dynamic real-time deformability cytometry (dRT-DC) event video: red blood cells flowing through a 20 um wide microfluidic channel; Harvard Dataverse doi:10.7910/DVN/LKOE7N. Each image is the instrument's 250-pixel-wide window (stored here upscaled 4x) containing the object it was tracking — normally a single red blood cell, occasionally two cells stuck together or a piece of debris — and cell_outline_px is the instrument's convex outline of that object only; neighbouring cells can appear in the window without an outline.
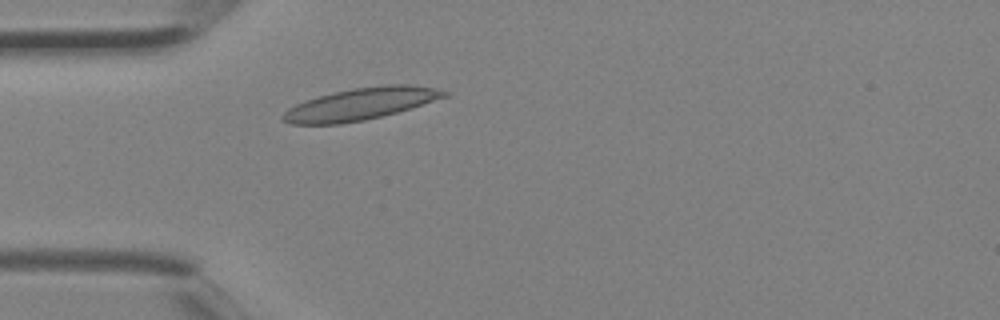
{"species": "Egyptian fruit bat (a non-hibernating species)", "species_latin": "Rousettus aegyptiacus", "temperature_condition": "room temperature", "stored_images_in_passage": 3, "camera_frame_rate_fps": 3000, "um_per_image_px": 0.085, "animal": {"sex": "female"}, "frame": {"image": 1, "passage_image": 3, "time_ms": 0.667, "image_size_px": [1000, 320], "cell_outline_px": [[452, 92], [448, 96], [396, 112], [364, 120], [340, 124], [292, 124], [284, 120], [280, 116], [288, 108], [296, 104], [332, 92], [356, 88], [388, 84], [412, 84]], "centroid_in_image_um": [30.66, 8.83], "position_along_channel_um": 54.3, "area_um2": 29.65}}